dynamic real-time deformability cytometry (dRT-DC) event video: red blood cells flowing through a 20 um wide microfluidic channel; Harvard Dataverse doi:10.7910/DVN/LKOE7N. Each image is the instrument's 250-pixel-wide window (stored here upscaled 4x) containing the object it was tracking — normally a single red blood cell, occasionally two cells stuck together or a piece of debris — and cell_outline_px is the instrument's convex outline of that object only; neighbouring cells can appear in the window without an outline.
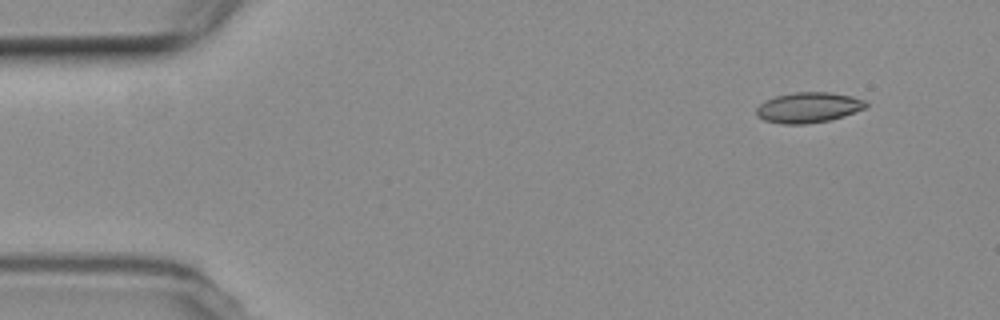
{"species": "common noctule bat (a hibernating species)", "species_latin": "Nyctalus noctula", "temperature_condition": "room temperature", "stored_images_in_passage": 5, "camera_frame_rate_fps": 3000, "um_per_image_px": 0.085, "animal": {"sex": "female", "body_mass_g": 19.3, "forearm_length_mm": 54.1}, "frame": {"image": 1, "passage_image": 2, "time_ms": 1.333, "image_size_px": [1000, 320], "cell_outline_px": [[868, 108], [844, 116], [828, 120], [804, 124], [784, 124], [764, 120], [756, 116], [756, 108], [764, 100], [776, 96], [796, 92], [832, 92], [852, 96], [864, 100], [868, 104]], "centroid_in_image_um": [68.73, 9.13], "position_along_channel_um": 16.3, "area_um2": 19.54}}
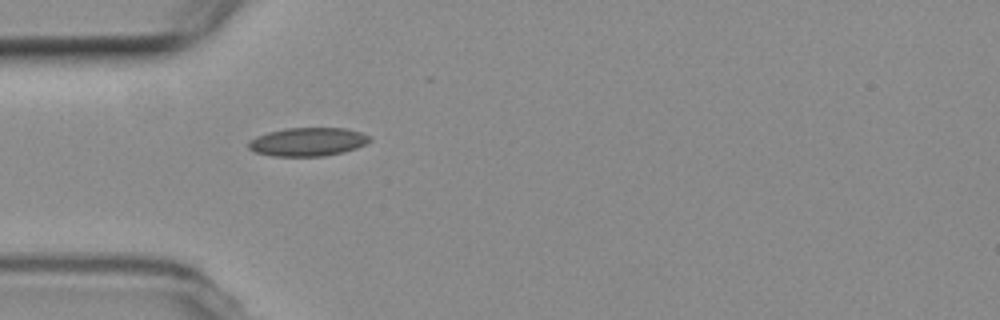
{"frame": {"image": 2, "passage_image": 5, "time_ms": 5.333, "image_size_px": [1000, 320], "cell_outline_px": [[372, 140], [356, 148], [344, 152], [324, 156], [272, 156], [256, 152], [248, 148], [248, 140], [256, 136], [268, 132], [284, 128], [344, 128], [360, 132], [368, 136]], "centroid_in_image_um": [26.13, 12.05], "position_along_channel_um": 58.9, "area_um2": 20.11}}